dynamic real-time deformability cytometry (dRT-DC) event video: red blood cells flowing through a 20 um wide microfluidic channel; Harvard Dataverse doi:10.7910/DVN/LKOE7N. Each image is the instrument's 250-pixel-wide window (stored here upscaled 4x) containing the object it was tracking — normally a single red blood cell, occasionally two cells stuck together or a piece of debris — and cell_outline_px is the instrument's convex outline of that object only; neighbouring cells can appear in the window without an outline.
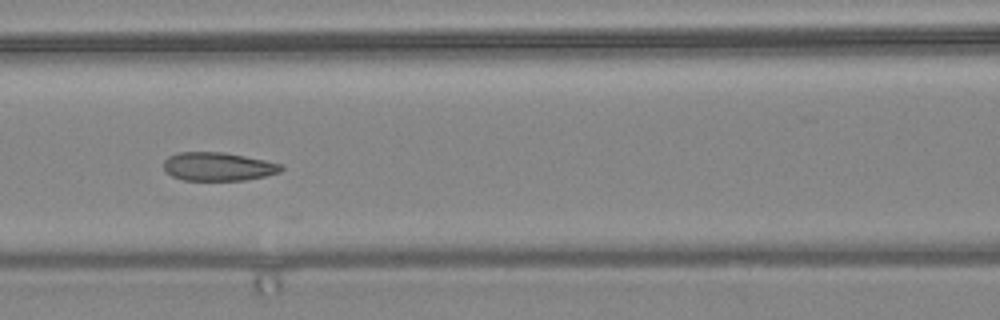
{"species": "common noctule bat (a hibernating species)", "species_latin": "Nyctalus noctula", "temperature_condition": "warm", "stored_images_in_passage": 10, "camera_frame_rate_fps": 3000, "um_per_image_px": 0.085, "animal": {"sex": "female", "body_mass_g": 24.6, "forearm_length_mm": 56.2}, "frame": {"image": 1, "passage_image": 7, "time_ms": 2.0, "image_size_px": [1000, 320], "cell_outline_px": [[284, 168], [280, 172], [264, 176], [244, 180], [184, 180], [172, 176], [164, 168], [164, 160], [168, 156], [176, 152], [224, 152], [284, 164]], "centroid_in_image_um": [18.54, 14.15], "position_along_channel_um": 148.1, "area_um2": 19.48}}
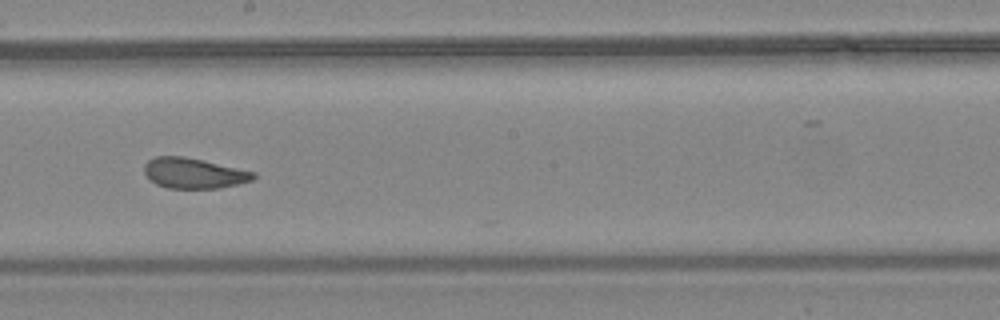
{"frame": {"image": 2, "passage_image": 9, "time_ms": 2.667, "image_size_px": [1000, 320], "cell_outline_px": [[256, 176], [252, 180], [220, 188], [168, 188], [156, 184], [144, 172], [144, 164], [148, 160], [156, 156], [184, 156], [256, 172]], "centroid_in_image_um": [16.47, 14.71], "position_along_channel_um": 231.7, "area_um2": 19.19}}
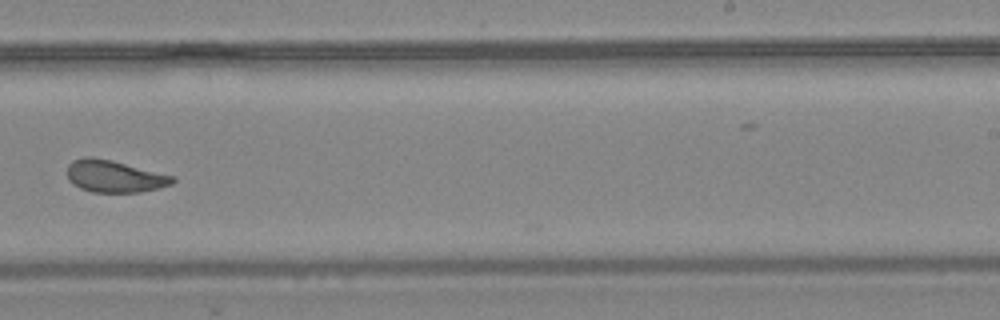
{"frame": {"image": 3, "passage_image": 10, "time_ms": 3.0, "image_size_px": [1000, 320], "cell_outline_px": [[176, 180], [172, 184], [160, 188], [140, 192], [92, 192], [80, 188], [72, 184], [68, 180], [68, 164], [72, 160], [84, 156], [92, 156], [112, 160], [176, 176]], "centroid_in_image_um": [9.74, 14.98], "position_along_channel_um": 279.3, "area_um2": 20.0}}